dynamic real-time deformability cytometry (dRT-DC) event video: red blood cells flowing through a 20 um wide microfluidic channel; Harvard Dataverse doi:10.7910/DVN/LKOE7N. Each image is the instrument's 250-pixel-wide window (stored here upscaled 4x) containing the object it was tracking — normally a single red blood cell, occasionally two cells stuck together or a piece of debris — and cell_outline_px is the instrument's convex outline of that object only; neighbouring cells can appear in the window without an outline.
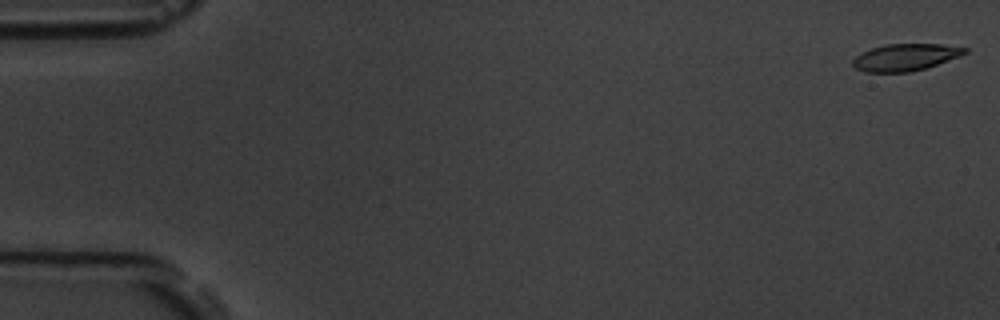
{"species": "common noctule bat (a hibernating species)", "species_latin": "Nyctalus noctula", "temperature_condition": "room temperature", "stored_images_in_passage": 5, "camera_frame_rate_fps": 3000, "um_per_image_px": 0.085, "animal": {"sex": "male", "body_mass_g": 19.5, "forearm_length_mm": 54.6}, "frame": {"image": 1, "passage_image": 1, "time_ms": 0.0, "image_size_px": [1000, 320], "cell_outline_px": [[968, 52], [960, 56], [924, 68], [908, 72], [864, 72], [856, 68], [852, 64], [852, 60], [856, 56], [872, 48], [884, 44], [944, 44], [968, 48]], "centroid_in_image_um": [76.96, 4.86], "position_along_channel_um": 8.0, "area_um2": 17.46}}
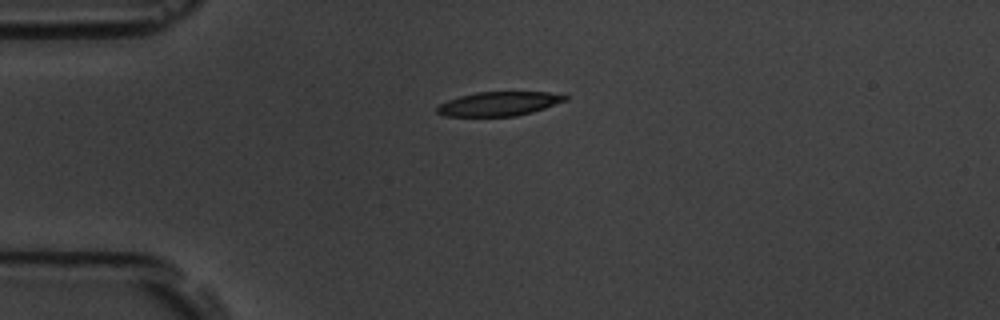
{"frame": {"image": 2, "passage_image": 4, "time_ms": 4.333, "image_size_px": [1000, 320], "cell_outline_px": [[568, 100], [532, 112], [516, 116], [444, 116], [436, 112], [436, 108], [440, 104], [448, 100], [460, 96], [476, 92], [548, 92], [568, 96]], "centroid_in_image_um": [42.4, 8.82], "position_along_channel_um": 42.6, "area_um2": 17.92}}